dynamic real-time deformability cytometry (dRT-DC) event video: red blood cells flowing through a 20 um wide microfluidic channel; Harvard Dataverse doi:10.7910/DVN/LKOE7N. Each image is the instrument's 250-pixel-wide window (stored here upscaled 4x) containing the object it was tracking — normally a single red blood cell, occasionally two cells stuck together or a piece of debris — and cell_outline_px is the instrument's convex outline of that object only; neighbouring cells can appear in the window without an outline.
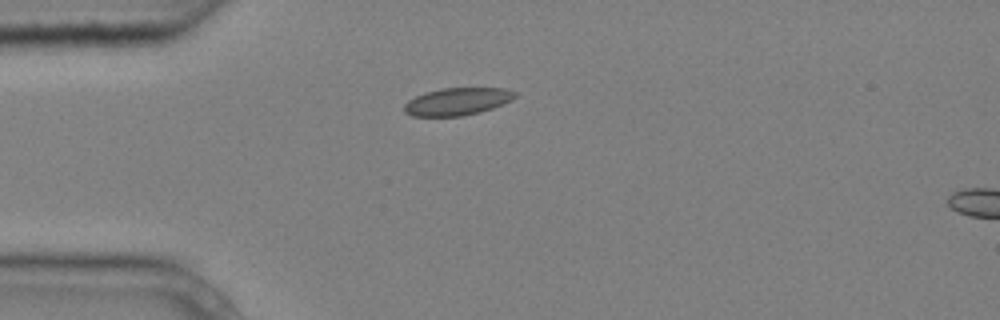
{"species": "common noctule bat (a hibernating species)", "species_latin": "Nyctalus noctula", "temperature_condition": "cold", "stored_images_in_passage": 2, "segment_of_instrument_passage": [1, 2], "camera_frame_rate_fps": 3000, "um_per_image_px": 0.085, "animal": {"sex": "male", "body_mass_g": 20.4}, "frame": {"image": 1, "passage_image": 1, "time_ms": 0.0, "image_size_px": [1000, 320], "cell_outline_px": [[516, 96], [512, 100], [504, 104], [480, 112], [464, 116], [412, 116], [404, 112], [404, 104], [408, 100], [424, 92], [440, 88], [508, 88], [516, 92]], "centroid_in_image_um": [38.88, 8.62], "position_along_channel_um": 46.1, "area_um2": 17.92}}